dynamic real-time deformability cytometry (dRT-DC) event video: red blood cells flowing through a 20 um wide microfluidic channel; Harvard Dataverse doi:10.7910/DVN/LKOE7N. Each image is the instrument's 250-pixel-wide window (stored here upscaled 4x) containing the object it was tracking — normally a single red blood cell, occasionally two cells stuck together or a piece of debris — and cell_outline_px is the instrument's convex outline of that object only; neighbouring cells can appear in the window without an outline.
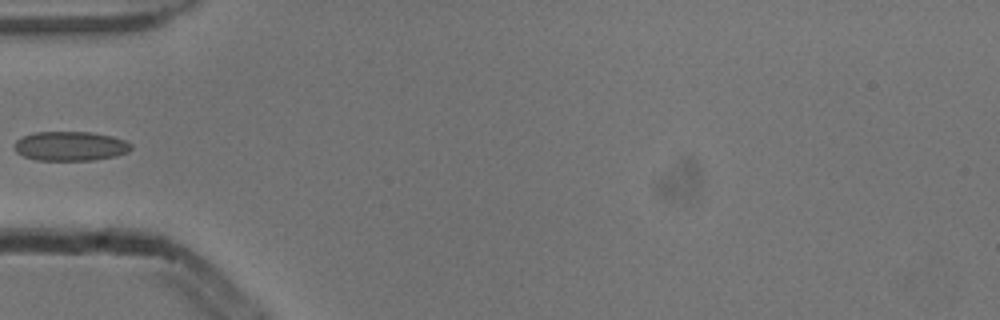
{"species": "common noctule bat (a hibernating species)", "species_latin": "Nyctalus noctula", "temperature_condition": "cold", "stored_images_in_passage": 7, "camera_frame_rate_fps": 3000, "um_per_image_px": 0.085, "animal": {"sex": "male", "body_mass_g": 13.3}, "frame": {"image": 1, "passage_image": 5, "time_ms": 1.333, "image_size_px": [1000, 320], "cell_outline_px": [[132, 148], [128, 152], [116, 156], [92, 160], [36, 160], [24, 156], [16, 152], [12, 144], [16, 140], [24, 136], [36, 132], [92, 132], [112, 136], [124, 140], [132, 144]], "centroid_in_image_um": [5.98, 12.42], "position_along_channel_um": 79.0, "area_um2": 20.06}}
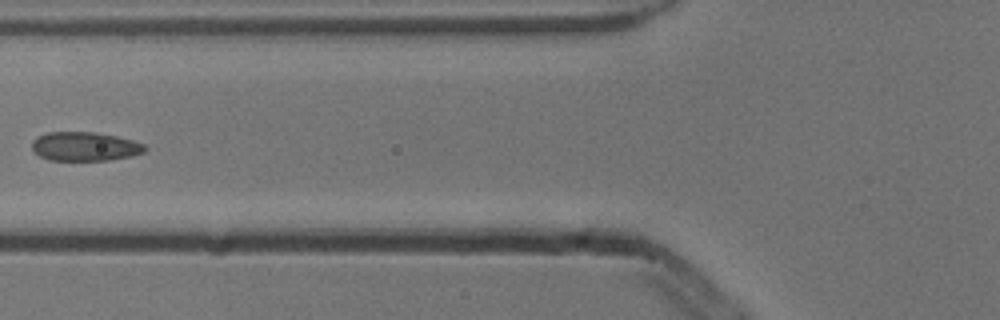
{"frame": {"image": 2, "passage_image": 6, "time_ms": 1.667, "image_size_px": [1000, 320], "cell_outline_px": [[148, 148], [144, 152], [132, 156], [108, 160], [48, 160], [32, 152], [32, 140], [36, 136], [48, 132], [96, 132], [116, 136], [132, 140], [144, 144]], "centroid_in_image_um": [7.19, 12.45], "position_along_channel_um": 118.6, "area_um2": 19.25}}
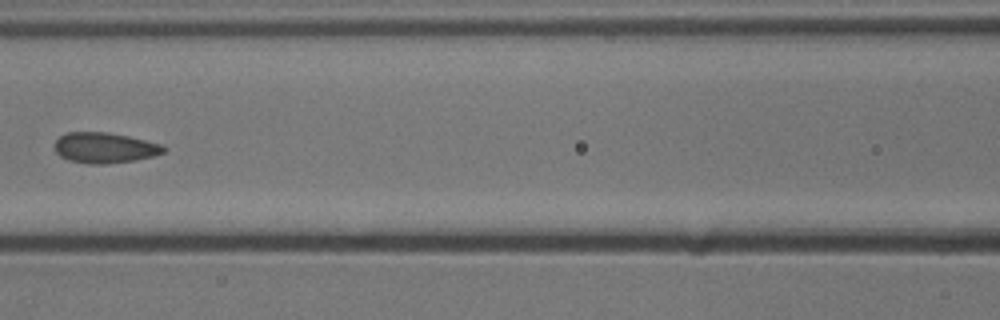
{"frame": {"image": 3, "passage_image": 7, "time_ms": 2.0, "image_size_px": [1000, 320], "cell_outline_px": [[168, 148], [164, 152], [152, 156], [136, 160], [104, 164], [88, 164], [68, 160], [60, 156], [56, 152], [56, 140], [60, 136], [68, 132], [104, 132], [128, 136], [164, 144]], "centroid_in_image_um": [8.93, 12.56], "position_along_channel_um": 157.7, "area_um2": 19.42}}